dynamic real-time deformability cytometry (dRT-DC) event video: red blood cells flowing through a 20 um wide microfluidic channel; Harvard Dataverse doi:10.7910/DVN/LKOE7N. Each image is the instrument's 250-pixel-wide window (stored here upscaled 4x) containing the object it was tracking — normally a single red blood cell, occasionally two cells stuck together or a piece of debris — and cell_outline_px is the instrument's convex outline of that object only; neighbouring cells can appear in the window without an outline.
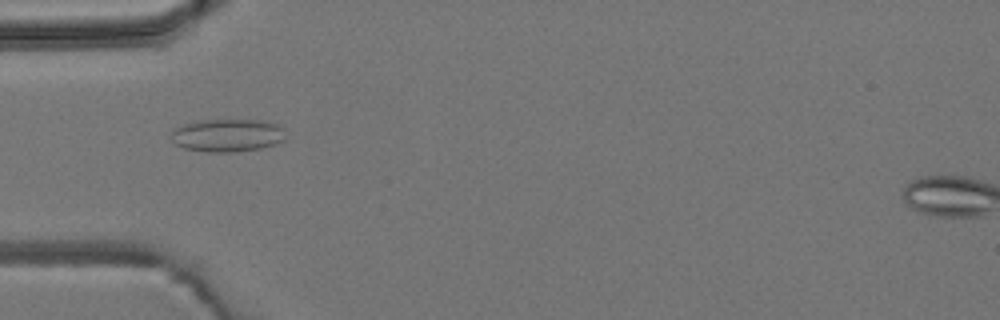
{"species": "common noctule bat (a hibernating species)", "species_latin": "Nyctalus noctula", "temperature_condition": "room temperature", "stored_images_in_passage": 6, "camera_frame_rate_fps": 3000, "um_per_image_px": 0.085, "animal": {"sex": "male", "body_mass_g": 19.2, "forearm_length_mm": 51.8}, "frame": {"image": 1, "passage_image": 5, "time_ms": 4.667, "image_size_px": [1000, 320], "cell_outline_px": [[284, 140], [276, 144], [260, 148], [236, 152], [204, 152], [184, 148], [172, 144], [172, 128], [184, 124], [200, 120], [264, 120], [280, 124], [284, 128]], "centroid_in_image_um": [19.32, 11.5], "position_along_channel_um": 65.7, "area_um2": 22.31}}